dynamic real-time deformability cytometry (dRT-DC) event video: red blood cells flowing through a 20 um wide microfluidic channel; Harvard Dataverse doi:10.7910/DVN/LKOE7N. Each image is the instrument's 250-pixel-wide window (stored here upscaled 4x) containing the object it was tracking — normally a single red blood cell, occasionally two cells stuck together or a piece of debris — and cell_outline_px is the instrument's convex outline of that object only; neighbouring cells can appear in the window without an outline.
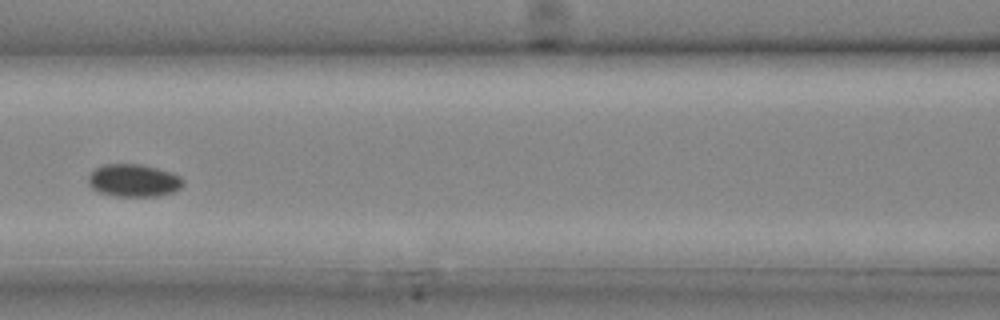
{"species": "common noctule bat (a hibernating species)", "species_latin": "Nyctalus noctula", "temperature_condition": "cold", "stored_images_in_passage": 10, "camera_frame_rate_fps": 3000, "um_per_image_px": 0.085, "animal": {"sex": "male", "body_mass_g": 20.4}, "frame": {"image": 1, "passage_image": 9, "time_ms": 2.667, "image_size_px": [1000, 320], "cell_outline_px": [[184, 184], [180, 188], [172, 192], [156, 196], [116, 196], [100, 192], [92, 188], [88, 184], [88, 176], [96, 168], [104, 164], [140, 164], [172, 172], [180, 176], [184, 180]], "centroid_in_image_um": [11.37, 15.33], "position_along_channel_um": 155.2, "area_um2": 17.98}}